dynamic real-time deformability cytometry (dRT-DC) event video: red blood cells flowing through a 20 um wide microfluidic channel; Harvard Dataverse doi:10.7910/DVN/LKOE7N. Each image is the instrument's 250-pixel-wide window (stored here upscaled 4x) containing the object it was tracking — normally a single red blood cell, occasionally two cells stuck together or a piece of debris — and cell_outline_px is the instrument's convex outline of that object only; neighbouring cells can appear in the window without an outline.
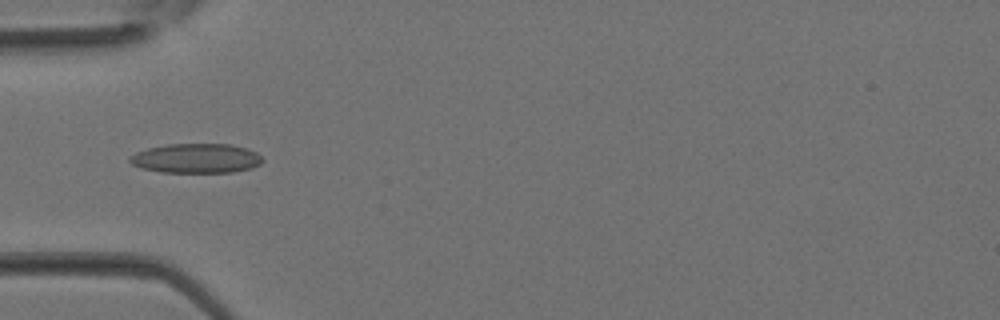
{"species": "Egyptian fruit bat (a non-hibernating species)", "species_latin": "Rousettus aegyptiacus", "temperature_condition": "room temperature", "stored_images_in_passage": 17, "camera_frame_rate_fps": 3000, "um_per_image_px": 0.085, "animal": {"sex": "female"}, "frame": {"image": 1, "passage_image": 12, "time_ms": 3.667, "image_size_px": [1000, 320], "cell_outline_px": [[264, 160], [260, 164], [252, 168], [232, 172], [160, 172], [140, 168], [132, 164], [128, 160], [128, 156], [136, 152], [148, 148], [168, 144], [228, 144], [248, 148], [256, 152]], "centroid_in_image_um": [16.66, 13.46], "position_along_channel_um": 68.3, "area_um2": 22.95}}